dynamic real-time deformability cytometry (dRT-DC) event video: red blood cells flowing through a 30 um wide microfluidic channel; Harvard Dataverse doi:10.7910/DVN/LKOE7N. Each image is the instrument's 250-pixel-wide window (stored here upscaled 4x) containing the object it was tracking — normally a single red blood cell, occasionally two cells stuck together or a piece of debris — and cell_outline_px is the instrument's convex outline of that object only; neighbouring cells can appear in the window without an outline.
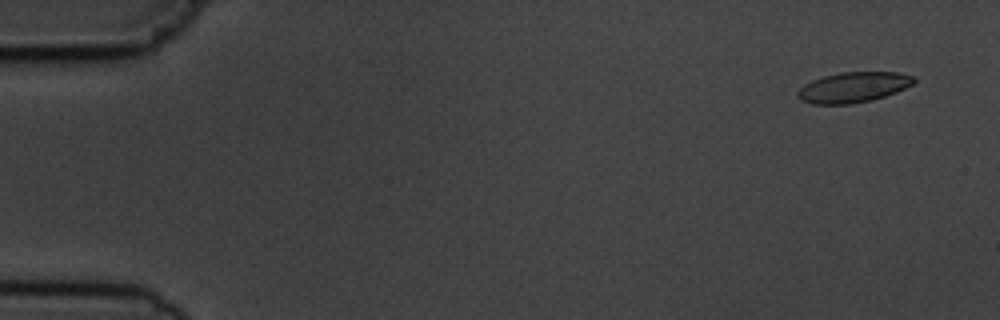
{"species": "common noctule bat (a hibernating species)", "species_latin": "Nyctalus noctula", "temperature_condition": "cold", "stored_images_in_passage": 6, "camera_frame_rate_fps": 3000, "um_per_image_px": 0.085, "animal": {"sex": "male", "body_mass_g": 19.5, "forearm_length_mm": 54.6}, "frame": {"image": 1, "passage_image": 1, "time_ms": 0.0, "image_size_px": [1000, 320], "cell_outline_px": [[916, 80], [912, 84], [896, 92], [872, 100], [852, 104], [812, 104], [800, 100], [796, 96], [796, 92], [804, 84], [812, 80], [824, 76], [840, 72], [896, 72], [916, 76]], "centroid_in_image_um": [72.51, 7.42], "position_along_channel_um": 12.5, "area_um2": 20.69}}
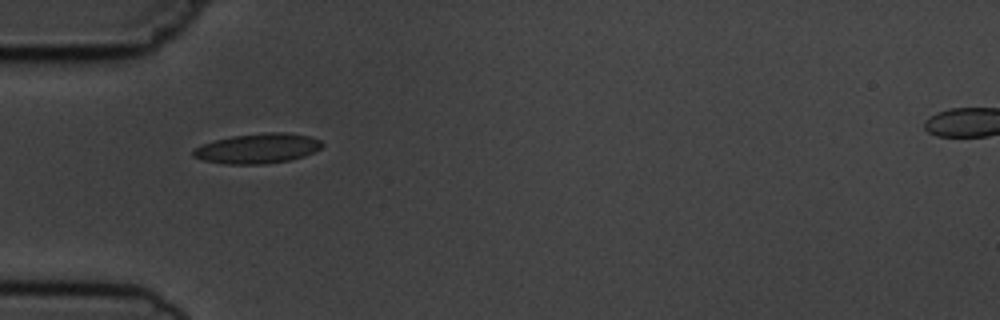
{"frame": {"image": 2, "passage_image": 5, "time_ms": 4.667, "image_size_px": [1000, 320], "cell_outline_px": [[324, 144], [320, 148], [304, 156], [288, 160], [264, 164], [224, 164], [204, 160], [192, 156], [192, 152], [196, 148], [204, 144], [216, 140], [232, 136], [268, 132], [284, 132], [308, 136], [320, 140]], "centroid_in_image_um": [21.9, 12.62], "position_along_channel_um": 63.1, "area_um2": 22.2}}
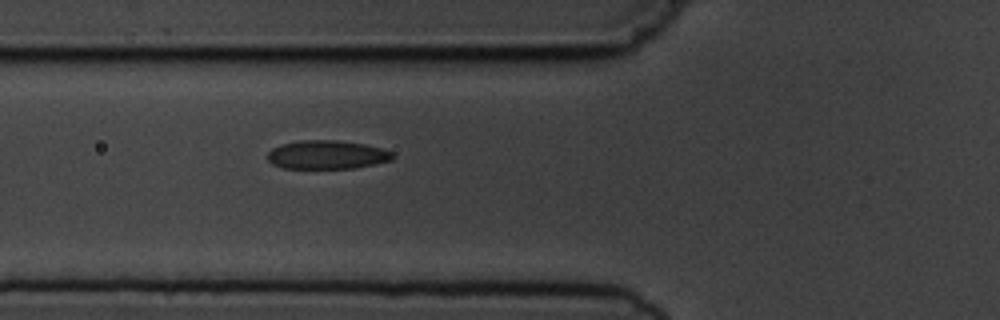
{"frame": {"image": 3, "passage_image": 6, "time_ms": 5.667, "image_size_px": [1000, 320], "cell_outline_px": [[396, 156], [392, 160], [376, 164], [356, 168], [284, 168], [272, 164], [268, 160], [268, 152], [272, 148], [280, 144], [300, 140], [336, 140], [364, 144], [380, 148], [392, 152]], "centroid_in_image_um": [27.8, 13.15], "position_along_channel_um": 98.0, "area_um2": 20.98}}